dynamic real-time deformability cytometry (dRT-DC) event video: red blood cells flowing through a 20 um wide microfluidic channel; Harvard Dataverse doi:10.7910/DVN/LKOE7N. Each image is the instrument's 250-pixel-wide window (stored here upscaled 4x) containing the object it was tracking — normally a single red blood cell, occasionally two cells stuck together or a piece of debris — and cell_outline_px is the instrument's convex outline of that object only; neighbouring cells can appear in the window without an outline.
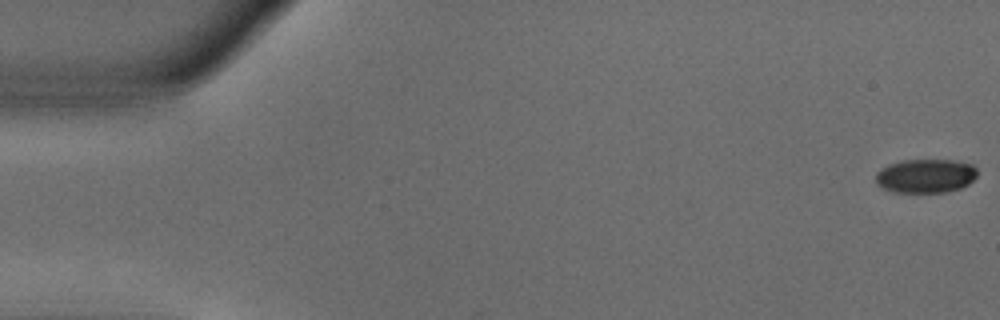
{"species": "common noctule bat (a hibernating species)", "species_latin": "Nyctalus noctula", "temperature_condition": "warm", "stored_images_in_passage": 13, "camera_frame_rate_fps": 3000, "um_per_image_px": 0.085, "animal": {"sex": "male", "body_mass_g": 18.8}, "frame": {"image": 1, "passage_image": 1, "time_ms": 0.0, "image_size_px": [1000, 320], "cell_outline_px": [[976, 176], [968, 184], [960, 188], [944, 192], [896, 192], [884, 188], [876, 184], [876, 172], [880, 168], [888, 164], [904, 160], [952, 160], [972, 164], [976, 168]], "centroid_in_image_um": [78.65, 14.94], "position_along_channel_um": 6.3, "area_um2": 20.0}}